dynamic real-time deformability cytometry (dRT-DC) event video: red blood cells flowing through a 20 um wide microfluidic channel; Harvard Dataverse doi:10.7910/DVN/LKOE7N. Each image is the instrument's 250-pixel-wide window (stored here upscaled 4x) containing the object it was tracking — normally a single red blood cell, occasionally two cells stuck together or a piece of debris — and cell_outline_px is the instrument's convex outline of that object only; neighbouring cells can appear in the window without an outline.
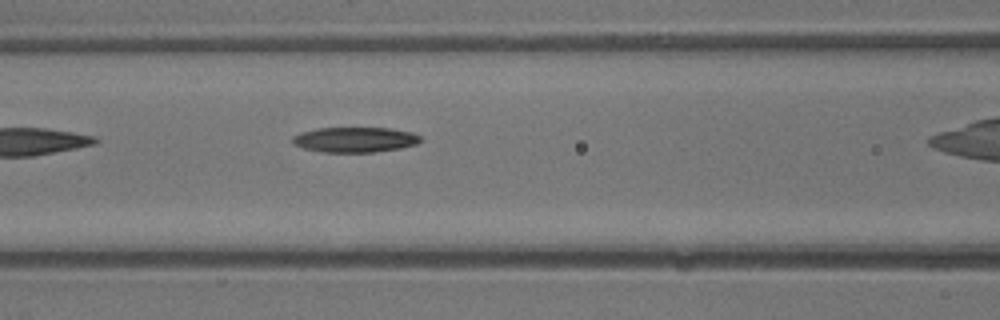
{"species": "common noctule bat (a hibernating species)", "species_latin": "Nyctalus noctula", "temperature_condition": "warm", "stored_images_in_passage": 7, "camera_frame_rate_fps": 3000, "um_per_image_px": 0.085, "animal": {"sex": "male", "body_mass_g": 13.3}, "frame": {"image": 1, "passage_image": 4, "time_ms": 1.0, "image_size_px": [1000, 320], "cell_outline_px": [[420, 140], [416, 144], [400, 148], [372, 152], [320, 152], [304, 148], [296, 144], [292, 140], [292, 136], [300, 132], [316, 128], [392, 128], [412, 132], [420, 136]], "centroid_in_image_um": [30.16, 11.86], "position_along_channel_um": 136.4, "area_um2": 18.73}}
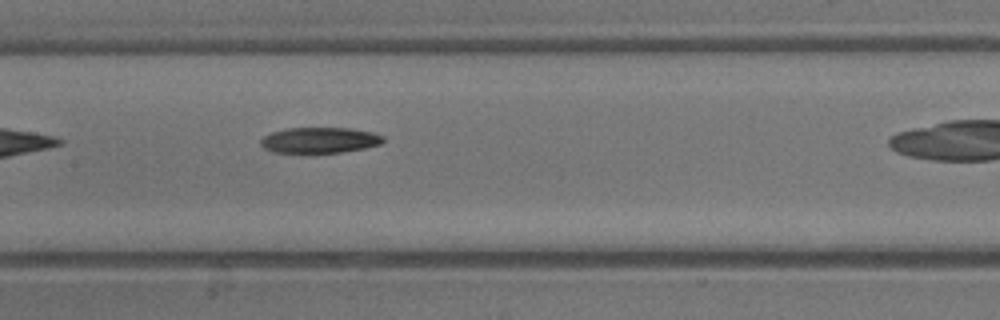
{"frame": {"image": 2, "passage_image": 6, "time_ms": 1.667, "image_size_px": [1000, 320], "cell_outline_px": [[384, 140], [380, 144], [364, 148], [340, 152], [272, 152], [264, 148], [260, 144], [260, 140], [264, 136], [272, 132], [288, 128], [352, 128], [372, 132], [384, 136]], "centroid_in_image_um": [27.17, 11.9], "position_along_channel_um": 180.2, "area_um2": 18.21}}